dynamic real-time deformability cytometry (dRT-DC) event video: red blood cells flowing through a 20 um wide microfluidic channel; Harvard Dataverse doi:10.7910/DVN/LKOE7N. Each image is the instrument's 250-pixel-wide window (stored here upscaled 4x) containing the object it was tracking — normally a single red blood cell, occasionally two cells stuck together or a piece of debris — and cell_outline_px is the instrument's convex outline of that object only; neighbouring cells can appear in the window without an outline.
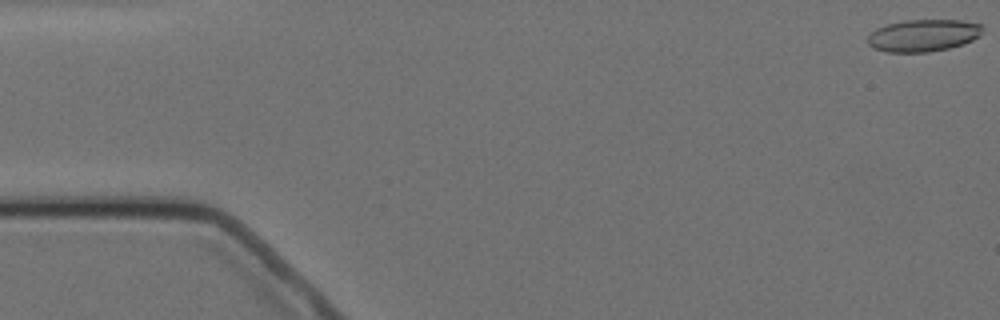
{"species": "Egyptian fruit bat (a non-hibernating species)", "species_latin": "Rousettus aegyptiacus", "temperature_condition": "cold", "stored_images_in_passage": 3, "segment_of_instrument_passage": [2, 2], "camera_frame_rate_fps": 3000, "um_per_image_px": 0.085, "animal": {"sex": "female"}, "frame": {"image": 1, "passage_image": 3, "time_ms": 2.333, "image_size_px": [1000, 320], "cell_outline_px": [[984, 28], [980, 36], [964, 44], [948, 48], [928, 52], [888, 52], [872, 48], [868, 44], [868, 36], [876, 28], [888, 24], [904, 20], [960, 20], [980, 24]], "centroid_in_image_um": [78.48, 3.01], "position_along_channel_um": 6.5, "area_um2": 21.56}}